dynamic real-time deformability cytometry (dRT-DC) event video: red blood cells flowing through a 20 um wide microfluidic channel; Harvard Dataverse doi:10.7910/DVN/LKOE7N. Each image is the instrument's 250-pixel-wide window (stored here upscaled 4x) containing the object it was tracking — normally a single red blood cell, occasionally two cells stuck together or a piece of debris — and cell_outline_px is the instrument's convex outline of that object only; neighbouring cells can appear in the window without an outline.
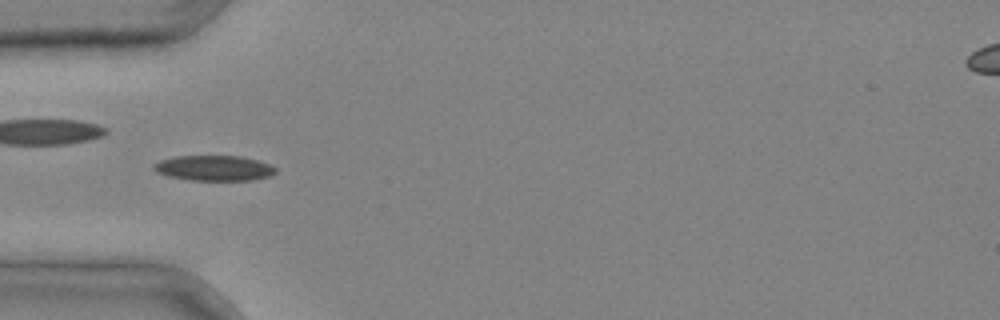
{"species": "common noctule bat (a hibernating species)", "species_latin": "Nyctalus noctula", "temperature_condition": "cold", "stored_images_in_passage": 4, "camera_frame_rate_fps": 3000, "um_per_image_px": 0.085, "animal": {"sex": "male", "body_mass_g": 20.4}, "frame": {"image": 1, "passage_image": 3, "time_ms": 0.667, "image_size_px": [1000, 320], "cell_outline_px": [[276, 172], [272, 176], [252, 180], [188, 180], [168, 176], [156, 172], [152, 168], [152, 164], [160, 160], [176, 156], [240, 156], [272, 164], [276, 168]], "centroid_in_image_um": [18.2, 14.29], "position_along_channel_um": 66.8, "area_um2": 18.15}}